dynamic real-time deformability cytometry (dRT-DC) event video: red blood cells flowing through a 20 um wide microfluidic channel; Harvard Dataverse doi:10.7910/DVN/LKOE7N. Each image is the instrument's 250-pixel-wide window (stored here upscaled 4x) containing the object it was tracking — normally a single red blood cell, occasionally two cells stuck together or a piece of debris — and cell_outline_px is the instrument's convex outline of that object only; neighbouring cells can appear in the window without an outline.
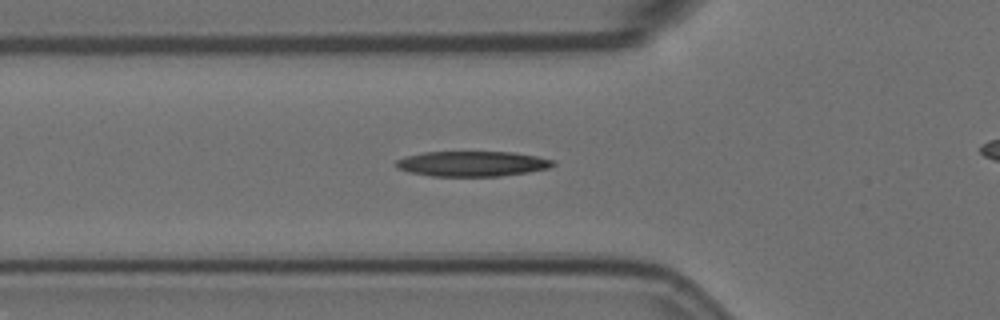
{"species": "Egyptian fruit bat (a non-hibernating species)", "species_latin": "Rousettus aegyptiacus", "temperature_condition": "room temperature", "stored_images_in_passage": 48, "camera_frame_rate_fps": 3000, "um_per_image_px": 0.085, "animal": {"sex": "female"}, "frame": {"image": 1, "passage_image": 14, "time_ms": 4.333, "image_size_px": [1000, 320], "cell_outline_px": [[556, 164], [548, 168], [528, 172], [500, 176], [432, 176], [408, 172], [400, 168], [396, 164], [396, 160], [404, 156], [424, 152], [512, 152], [536, 156], [556, 160]], "centroid_in_image_um": [40.16, 13.91], "position_along_channel_um": 85.6, "area_um2": 23.06}}
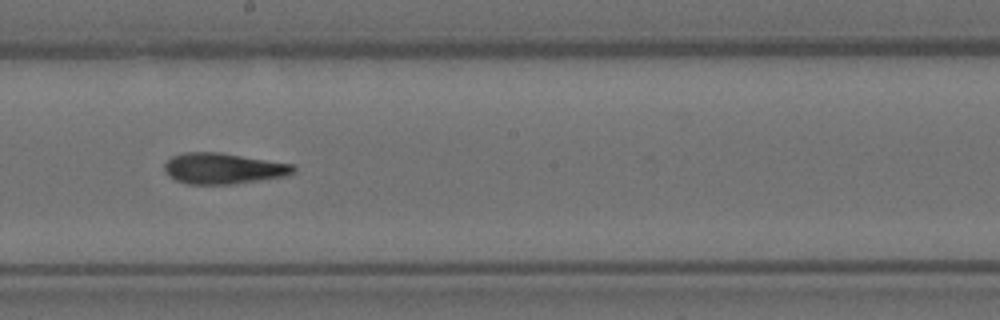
{"frame": {"image": 2, "passage_image": 26, "time_ms": 8.333, "image_size_px": [1000, 320], "cell_outline_px": [[296, 172], [288, 176], [232, 184], [188, 184], [176, 180], [168, 176], [164, 172], [164, 164], [172, 156], [184, 152], [220, 152], [296, 164]], "centroid_in_image_um": [19.02, 14.31], "position_along_channel_um": 229.2, "area_um2": 23.58}}
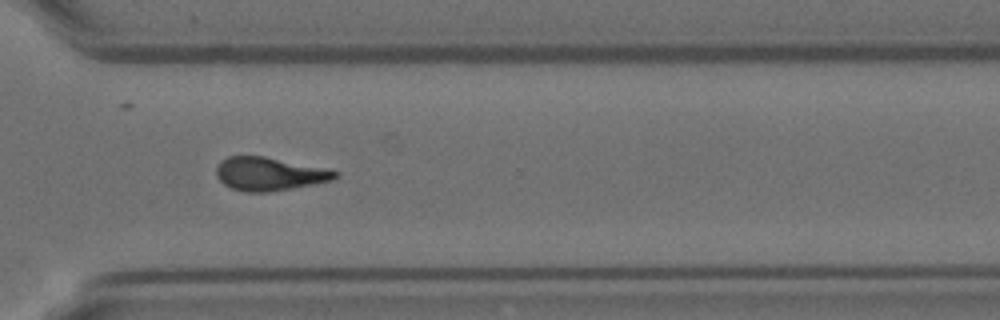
{"frame": {"image": 3, "passage_image": 36, "time_ms": 11.667, "image_size_px": [1000, 320], "cell_outline_px": [[340, 176], [336, 180], [316, 184], [268, 192], [244, 192], [232, 188], [224, 184], [216, 176], [216, 168], [220, 160], [228, 156], [264, 156], [324, 168], [340, 172]], "centroid_in_image_um": [22.92, 14.78], "position_along_channel_um": 347.7, "area_um2": 23.24}, "authors_computed_cell_mechanics": {"area_um2": 23.0622, "velocity_mm_per_s": 3.5673, "shape_relaxation_time_tau1_ms": 7.494, "shape_relaxation_time_tau2_ms": 2.7755, "deformation_change_tau1": 0.2387, "deformation_change_tau2": 0.1253}}